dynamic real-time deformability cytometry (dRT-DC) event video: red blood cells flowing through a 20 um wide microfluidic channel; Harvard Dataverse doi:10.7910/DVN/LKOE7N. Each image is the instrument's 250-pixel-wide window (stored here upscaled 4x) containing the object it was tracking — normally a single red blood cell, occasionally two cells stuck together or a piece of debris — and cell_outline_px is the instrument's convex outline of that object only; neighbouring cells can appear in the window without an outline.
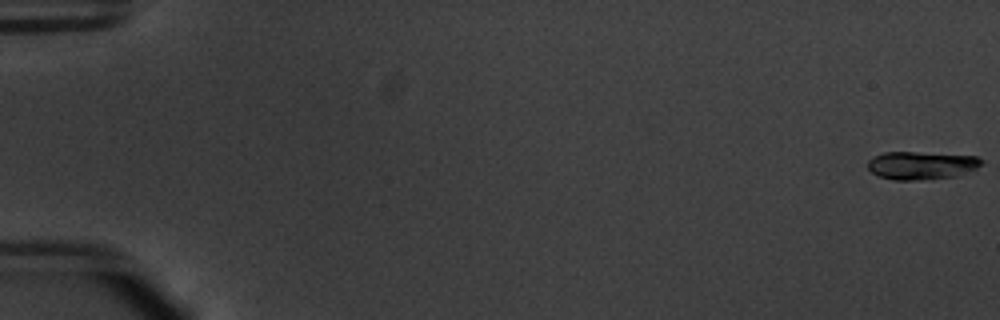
{"species": "common noctule bat (a hibernating species)", "species_latin": "Nyctalus noctula", "temperature_condition": "warm", "stored_images_in_passage": 55, "camera_frame_rate_fps": 3000, "um_per_image_px": 0.085, "animal": {"sex": "male", "body_mass_g": 20.1, "forearm_length_mm": 53.5}, "frame": {"image": 1, "passage_image": 1, "time_ms": 0.0, "image_size_px": [1000, 320], "cell_outline_px": [[984, 164], [976, 168], [956, 176], [924, 180], [892, 180], [880, 176], [872, 172], [868, 168], [868, 160], [872, 156], [884, 152], [916, 152], [976, 156], [984, 160]], "centroid_in_image_um": [78.32, 14.05], "position_along_channel_um": 6.7, "area_um2": 18.67}}
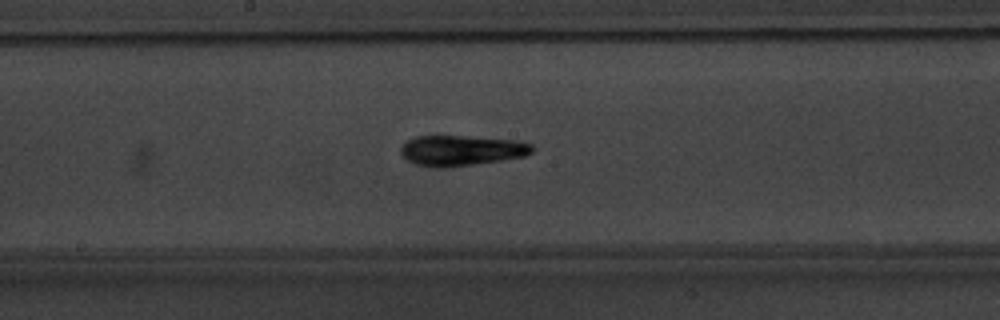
{"frame": {"image": 2, "passage_image": 31, "time_ms": 10.0, "image_size_px": [1000, 320], "cell_outline_px": [[532, 152], [524, 156], [500, 160], [444, 168], [436, 168], [416, 164], [408, 160], [400, 152], [400, 148], [408, 140], [416, 136], [464, 136], [516, 140], [532, 144]], "centroid_in_image_um": [39.2, 12.79], "position_along_channel_um": 209.0, "area_um2": 23.0}}
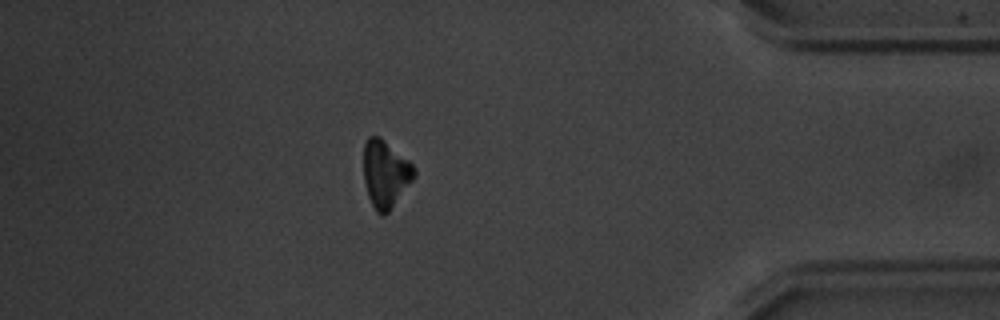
{"frame": {"image": 3, "passage_image": 49, "time_ms": 16.0, "image_size_px": [1000, 320], "cell_outline_px": [[416, 176], [388, 212], [384, 216], [376, 212], [368, 196], [364, 180], [364, 144], [368, 136], [380, 136], [408, 160], [416, 168]], "centroid_in_image_um": [32.76, 14.77], "position_along_channel_um": 402.4, "area_um2": 19.77}, "authors_computed_cell_mechanics": {"area_um2": 21.0392, "velocity_mm_per_s": 3.7771, "shape_relaxation_time_tau1_ms": 2.494, "shape_relaxation_time_tau2_ms": 3.4783, "deformation_change_tau1": 0.1466, "deformation_change_tau2": 0.103}}